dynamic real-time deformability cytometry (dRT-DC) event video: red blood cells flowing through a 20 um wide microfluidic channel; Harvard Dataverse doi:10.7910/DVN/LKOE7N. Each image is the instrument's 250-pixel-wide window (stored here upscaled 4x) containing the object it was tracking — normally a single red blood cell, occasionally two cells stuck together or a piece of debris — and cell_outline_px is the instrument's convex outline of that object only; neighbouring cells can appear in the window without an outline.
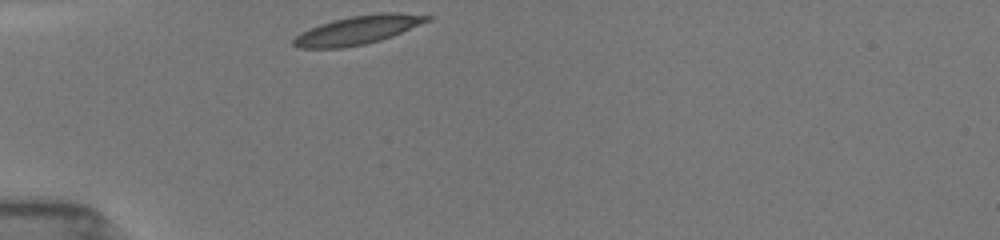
{"species": "common noctule bat (a hibernating species)", "species_latin": "Nyctalus noctula", "temperature_condition": "room temperature", "stored_images_in_passage": 29, "camera_frame_rate_fps": 3000, "um_per_image_px": 0.085, "animal": {"sex": "female", "body_mass_g": 19.5, "forearm_length_mm": 54.1}, "frame": {"image": 1, "passage_image": 1, "time_ms": 0.0, "image_size_px": [1000, 240], "cell_outline_px": [[432, 20], [392, 36], [380, 40], [364, 44], [340, 48], [300, 48], [292, 44], [292, 40], [300, 32], [320, 24], [352, 16], [380, 12], [396, 12], [432, 16]], "centroid_in_image_um": [30.44, 2.55], "position_along_channel_um": 54.6, "area_um2": 22.14}}
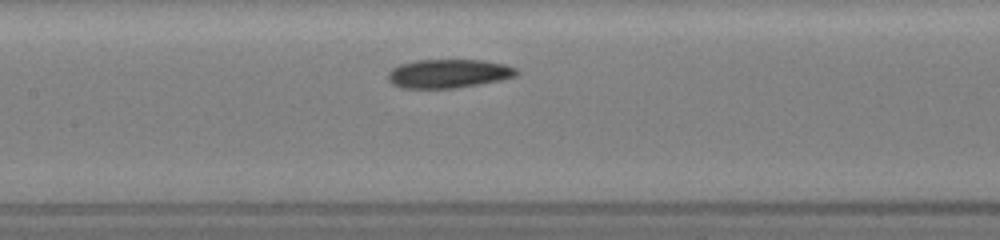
{"frame": {"image": 2, "passage_image": 10, "time_ms": 3.333, "image_size_px": [1000, 240], "cell_outline_px": [[520, 72], [516, 76], [500, 80], [480, 84], [456, 88], [400, 88], [392, 84], [388, 80], [388, 72], [392, 68], [400, 64], [416, 60], [480, 60], [504, 64], [516, 68]], "centroid_in_image_um": [38.11, 6.26], "position_along_channel_um": 169.3, "area_um2": 21.62}}
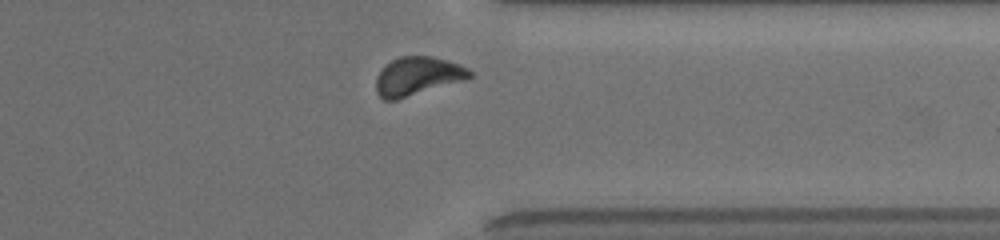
{"frame": {"image": 3, "passage_image": 26, "time_ms": 8.667, "image_size_px": [1000, 240], "cell_outline_px": [[472, 76], [468, 80], [396, 100], [384, 100], [376, 92], [376, 76], [392, 60], [400, 56], [432, 56], [448, 60], [460, 64], [468, 68], [472, 72]], "centroid_in_image_um": [35.54, 6.48], "position_along_channel_um": 375.9, "area_um2": 21.21}, "authors_computed_cell_mechanics": {"area_um2": 21.5016, "velocity_mm_per_s": 3.8909, "shape_relaxation_time_tau1_ms": 2.9398, "shape_relaxation_time_tau2_ms": 3.81, "deformation_change_tau1": 0.1048, "deformation_change_tau2": 0.083}}